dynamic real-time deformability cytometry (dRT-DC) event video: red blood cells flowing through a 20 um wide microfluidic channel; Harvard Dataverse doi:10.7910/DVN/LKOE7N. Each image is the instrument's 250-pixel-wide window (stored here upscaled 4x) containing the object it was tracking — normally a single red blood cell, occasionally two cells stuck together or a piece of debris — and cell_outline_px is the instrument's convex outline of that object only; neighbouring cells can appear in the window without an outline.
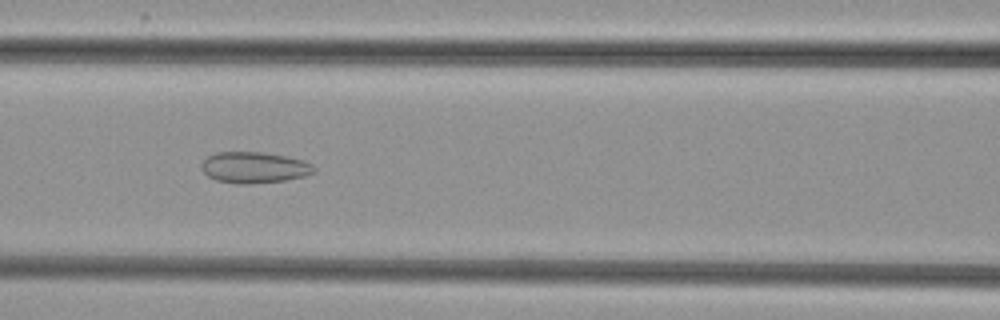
{"species": "common noctule bat (a hibernating species)", "species_latin": "Nyctalus noctula", "temperature_condition": "cold", "stored_images_in_passage": 52, "camera_frame_rate_fps": 3000, "um_per_image_px": 0.085, "animal": {"sex": "female", "body_mass_g": 29.2, "forearm_length_mm": 56.3}, "frame": {"image": 1, "passage_image": 23, "time_ms": 7.333, "image_size_px": [1000, 320], "cell_outline_px": [[316, 172], [304, 176], [284, 180], [248, 184], [236, 184], [216, 180], [208, 176], [200, 168], [200, 164], [208, 156], [216, 152], [260, 152], [288, 156], [304, 160], [312, 164], [316, 168]], "centroid_in_image_um": [21.61, 14.23], "position_along_channel_um": 145.0, "area_um2": 20.58}}
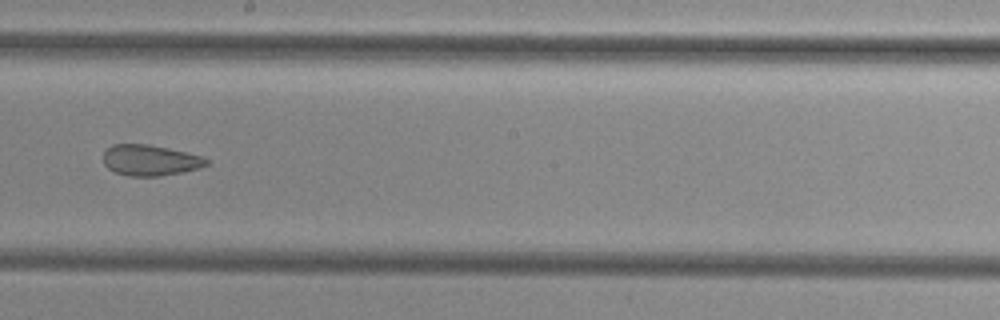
{"frame": {"image": 2, "passage_image": 30, "time_ms": 9.667, "image_size_px": [1000, 320], "cell_outline_px": [[212, 160], [208, 164], [196, 168], [180, 172], [160, 176], [128, 176], [116, 172], [108, 168], [104, 164], [104, 152], [112, 144], [148, 144], [168, 148], [204, 156]], "centroid_in_image_um": [12.78, 13.61], "position_along_channel_um": 235.4, "area_um2": 18.5}}
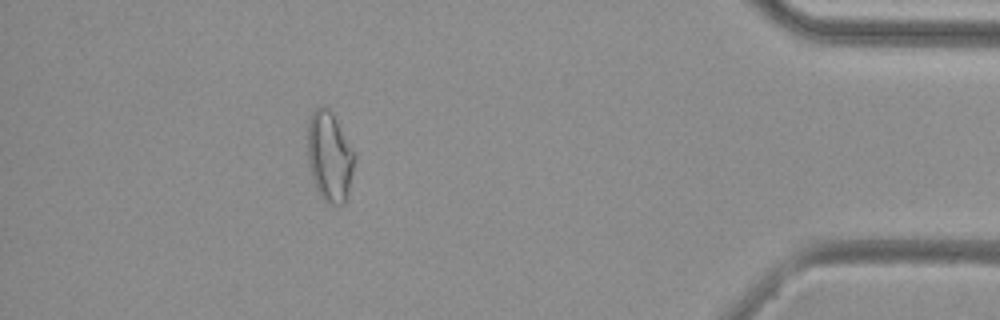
{"frame": {"image": 3, "passage_image": 47, "time_ms": 15.333, "image_size_px": [1000, 320], "cell_outline_px": [[356, 160], [344, 204], [328, 204], [320, 196], [316, 188], [308, 164], [308, 120], [312, 112], [316, 108], [324, 104], [332, 112], [352, 148], [356, 156]], "centroid_in_image_um": [28.01, 13.29], "position_along_channel_um": 407.2, "area_um2": 24.57}}